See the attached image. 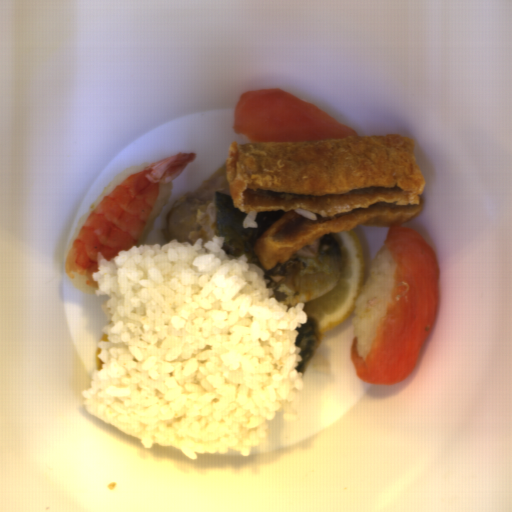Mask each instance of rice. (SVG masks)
<instances>
[{"label": "rice", "mask_w": 512, "mask_h": 512, "mask_svg": "<svg viewBox=\"0 0 512 512\" xmlns=\"http://www.w3.org/2000/svg\"><path fill=\"white\" fill-rule=\"evenodd\" d=\"M295 213H297L298 215L308 219V220H311V221H317L318 217H317V214H314L308 210H305V209H302V208H298V209H294Z\"/></svg>", "instance_id": "obj_7"}, {"label": "rice", "mask_w": 512, "mask_h": 512, "mask_svg": "<svg viewBox=\"0 0 512 512\" xmlns=\"http://www.w3.org/2000/svg\"><path fill=\"white\" fill-rule=\"evenodd\" d=\"M154 162H141L137 165H134L126 170H123L119 172L116 177L97 195L96 199L92 203L91 207L81 216L77 227L73 233L72 239L76 236V234L81 230V228L84 226L88 218L91 216L93 211L96 209V207L99 205V203L104 199V197L109 193V191L117 185L123 178H125L128 174L140 171L144 168L149 167Z\"/></svg>", "instance_id": "obj_3"}, {"label": "rice", "mask_w": 512, "mask_h": 512, "mask_svg": "<svg viewBox=\"0 0 512 512\" xmlns=\"http://www.w3.org/2000/svg\"><path fill=\"white\" fill-rule=\"evenodd\" d=\"M172 190H173L172 181L170 183L160 187L138 245L145 243L150 231L152 230L155 222L157 221L159 215L161 214Z\"/></svg>", "instance_id": "obj_4"}, {"label": "rice", "mask_w": 512, "mask_h": 512, "mask_svg": "<svg viewBox=\"0 0 512 512\" xmlns=\"http://www.w3.org/2000/svg\"><path fill=\"white\" fill-rule=\"evenodd\" d=\"M258 214H259V212H255L254 210L249 211L243 220V228H246V229L258 228L259 225L256 221Z\"/></svg>", "instance_id": "obj_6"}, {"label": "rice", "mask_w": 512, "mask_h": 512, "mask_svg": "<svg viewBox=\"0 0 512 512\" xmlns=\"http://www.w3.org/2000/svg\"><path fill=\"white\" fill-rule=\"evenodd\" d=\"M224 236L139 243L91 273L107 319L83 410L144 448L250 456L305 388L306 303L287 307L264 269Z\"/></svg>", "instance_id": "obj_1"}, {"label": "rice", "mask_w": 512, "mask_h": 512, "mask_svg": "<svg viewBox=\"0 0 512 512\" xmlns=\"http://www.w3.org/2000/svg\"><path fill=\"white\" fill-rule=\"evenodd\" d=\"M71 283L75 288L83 292L84 294H95L96 295V286L93 287L88 285L87 277L83 276H74L70 278Z\"/></svg>", "instance_id": "obj_5"}, {"label": "rice", "mask_w": 512, "mask_h": 512, "mask_svg": "<svg viewBox=\"0 0 512 512\" xmlns=\"http://www.w3.org/2000/svg\"><path fill=\"white\" fill-rule=\"evenodd\" d=\"M397 261L386 243L371 260L356 302L350 312L353 340L366 359L379 332L396 281Z\"/></svg>", "instance_id": "obj_2"}]
</instances>
